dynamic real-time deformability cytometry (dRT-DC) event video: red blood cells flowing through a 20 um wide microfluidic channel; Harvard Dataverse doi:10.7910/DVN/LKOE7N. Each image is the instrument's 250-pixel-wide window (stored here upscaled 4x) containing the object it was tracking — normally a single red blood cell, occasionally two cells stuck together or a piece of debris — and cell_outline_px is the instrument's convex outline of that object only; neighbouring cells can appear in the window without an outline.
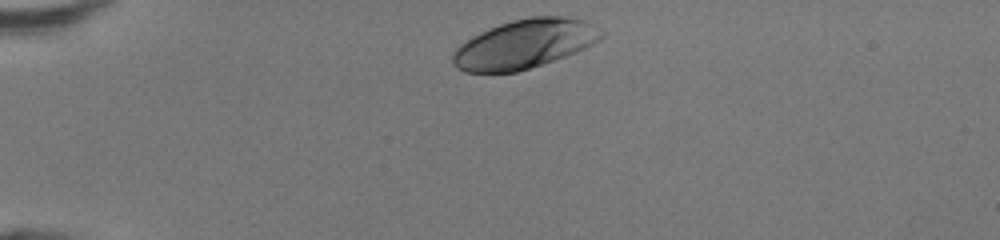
{"species": "human", "species_latin": "Homo sapiens", "temperature_condition": "room temperature", "stored_images_in_passage": 32, "camera_frame_rate_fps": 3000, "um_per_image_px": 0.085, "donor": {"sex": "female"}, "frame": {"image": 1, "passage_image": 1, "time_ms": 0.0, "image_size_px": [1000, 240], "cell_outline_px": [[604, 36], [600, 40], [576, 52], [516, 72], [464, 72], [456, 68], [452, 64], [452, 56], [456, 48], [460, 44], [472, 36], [480, 32], [500, 24], [512, 20], [532, 16], [564, 16], [584, 20], [604, 32]], "centroid_in_image_um": [44.56, 3.73], "position_along_channel_um": 40.4, "area_um2": 42.08}}
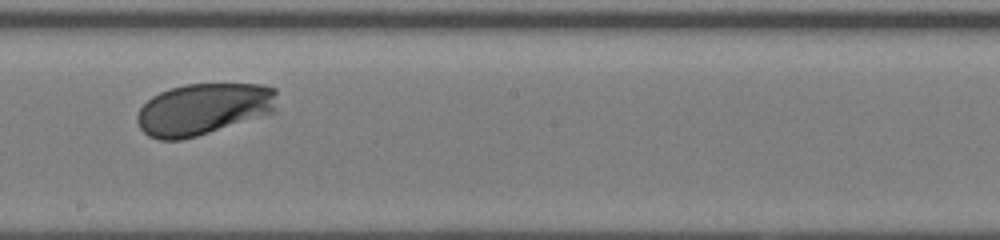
{"frame": {"image": 2, "passage_image": 18, "time_ms": 5.667, "image_size_px": [1000, 240], "cell_outline_px": [[276, 112], [196, 136], [180, 140], [160, 140], [148, 136], [140, 128], [136, 120], [136, 116], [140, 108], [152, 96], [160, 92], [184, 84], [260, 84], [276, 88]], "centroid_in_image_um": [17.3, 9.27], "position_along_channel_um": 230.9, "area_um2": 42.19}}
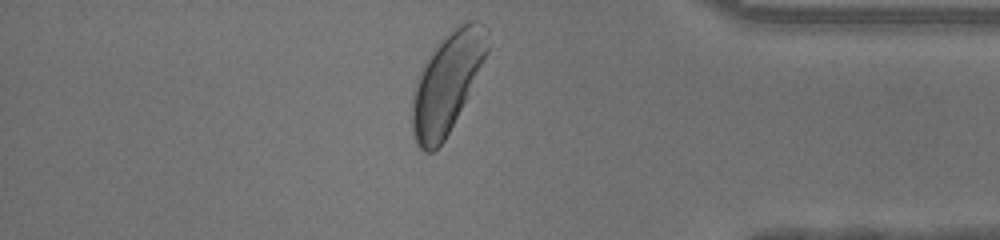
{"frame": {"image": 3, "passage_image": 31, "time_ms": 10.0, "image_size_px": [1000, 240], "cell_outline_px": [[500, 44], [444, 140], [432, 152], [424, 152], [416, 144], [412, 136], [412, 92], [420, 68], [432, 48], [444, 36], [460, 24], [468, 20], [476, 20], [484, 24], [488, 28]], "centroid_in_image_um": [38.18, 6.89], "position_along_channel_um": 397.0, "area_um2": 46.93}, "authors_computed_cell_mechanics": {"area_um2": 42.0784, "velocity_mm_per_s": 4.2508, "shape_relaxation_time_tau1_ms": 1.287, "shape_relaxation_time_tau2_ms": null, "deformation_change_tau1": 0.105, "deformation_change_tau2": null}}